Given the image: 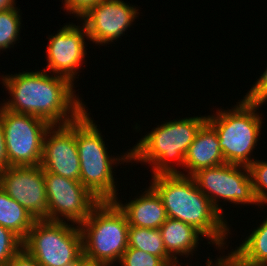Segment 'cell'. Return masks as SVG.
Returning a JSON list of instances; mask_svg holds the SVG:
<instances>
[{"label":"cell","mask_w":267,"mask_h":266,"mask_svg":"<svg viewBox=\"0 0 267 266\" xmlns=\"http://www.w3.org/2000/svg\"><path fill=\"white\" fill-rule=\"evenodd\" d=\"M11 99L2 107L16 113L33 115L53 125H67L76 120L86 105L76 96L74 84L67 78L45 70L23 71L1 76Z\"/></svg>","instance_id":"6da1fadb"},{"label":"cell","mask_w":267,"mask_h":266,"mask_svg":"<svg viewBox=\"0 0 267 266\" xmlns=\"http://www.w3.org/2000/svg\"><path fill=\"white\" fill-rule=\"evenodd\" d=\"M150 184L161 197L168 218L191 225L208 239V244L225 249L226 236L231 233L228 222L199 190L192 176L155 175Z\"/></svg>","instance_id":"7a4b0ae2"},{"label":"cell","mask_w":267,"mask_h":266,"mask_svg":"<svg viewBox=\"0 0 267 266\" xmlns=\"http://www.w3.org/2000/svg\"><path fill=\"white\" fill-rule=\"evenodd\" d=\"M207 121V116L186 117L173 119L143 136L137 144L130 149L131 162H140L151 165L153 175L180 174L179 165L184 169L185 156L189 146L201 126ZM173 161V162H172ZM174 161H177L174 163ZM172 162V163H171ZM178 169V170H177Z\"/></svg>","instance_id":"3957f363"},{"label":"cell","mask_w":267,"mask_h":266,"mask_svg":"<svg viewBox=\"0 0 267 266\" xmlns=\"http://www.w3.org/2000/svg\"><path fill=\"white\" fill-rule=\"evenodd\" d=\"M85 110L76 119V145L80 159V182L101 202L114 201L118 193L113 167L131 163L130 150L113 157L107 152L100 129ZM109 154V155H108Z\"/></svg>","instance_id":"277c9868"},{"label":"cell","mask_w":267,"mask_h":266,"mask_svg":"<svg viewBox=\"0 0 267 266\" xmlns=\"http://www.w3.org/2000/svg\"><path fill=\"white\" fill-rule=\"evenodd\" d=\"M260 106L243 98L235 108L218 109L216 114L207 116V122L217 132L226 163L248 167L255 160L251 154L258 145L263 123L262 114L256 113Z\"/></svg>","instance_id":"5b68a950"},{"label":"cell","mask_w":267,"mask_h":266,"mask_svg":"<svg viewBox=\"0 0 267 266\" xmlns=\"http://www.w3.org/2000/svg\"><path fill=\"white\" fill-rule=\"evenodd\" d=\"M83 256L113 265L128 248L129 223L114 201H101L79 226Z\"/></svg>","instance_id":"8992f818"},{"label":"cell","mask_w":267,"mask_h":266,"mask_svg":"<svg viewBox=\"0 0 267 266\" xmlns=\"http://www.w3.org/2000/svg\"><path fill=\"white\" fill-rule=\"evenodd\" d=\"M23 249L40 266H69L83 256L80 227L70 222L36 220L23 240Z\"/></svg>","instance_id":"52a82bcc"},{"label":"cell","mask_w":267,"mask_h":266,"mask_svg":"<svg viewBox=\"0 0 267 266\" xmlns=\"http://www.w3.org/2000/svg\"><path fill=\"white\" fill-rule=\"evenodd\" d=\"M9 166L41 165L43 139L51 125L42 118L0 107Z\"/></svg>","instance_id":"ba28073f"},{"label":"cell","mask_w":267,"mask_h":266,"mask_svg":"<svg viewBox=\"0 0 267 266\" xmlns=\"http://www.w3.org/2000/svg\"><path fill=\"white\" fill-rule=\"evenodd\" d=\"M192 177L199 190L222 216L223 209L218 203L222 202L221 198L224 202L238 205H258L247 166L225 163L200 169Z\"/></svg>","instance_id":"9c48e42d"},{"label":"cell","mask_w":267,"mask_h":266,"mask_svg":"<svg viewBox=\"0 0 267 266\" xmlns=\"http://www.w3.org/2000/svg\"><path fill=\"white\" fill-rule=\"evenodd\" d=\"M44 179L49 221H70L80 226L100 202L80 181L47 171H44Z\"/></svg>","instance_id":"30bf717a"},{"label":"cell","mask_w":267,"mask_h":266,"mask_svg":"<svg viewBox=\"0 0 267 266\" xmlns=\"http://www.w3.org/2000/svg\"><path fill=\"white\" fill-rule=\"evenodd\" d=\"M0 186L36 220H47L44 170L37 166H10L0 171Z\"/></svg>","instance_id":"8fae6325"},{"label":"cell","mask_w":267,"mask_h":266,"mask_svg":"<svg viewBox=\"0 0 267 266\" xmlns=\"http://www.w3.org/2000/svg\"><path fill=\"white\" fill-rule=\"evenodd\" d=\"M85 38L88 40L87 28L73 23L63 26L55 35H49L46 49L48 63L44 70L65 77L74 84L87 55Z\"/></svg>","instance_id":"7c38bea8"},{"label":"cell","mask_w":267,"mask_h":266,"mask_svg":"<svg viewBox=\"0 0 267 266\" xmlns=\"http://www.w3.org/2000/svg\"><path fill=\"white\" fill-rule=\"evenodd\" d=\"M139 15L137 7L122 0H101L80 19L87 28L88 40L96 45L117 41Z\"/></svg>","instance_id":"4fadbf2b"},{"label":"cell","mask_w":267,"mask_h":266,"mask_svg":"<svg viewBox=\"0 0 267 266\" xmlns=\"http://www.w3.org/2000/svg\"><path fill=\"white\" fill-rule=\"evenodd\" d=\"M40 166L44 171L80 181L76 120L67 125H53L46 131Z\"/></svg>","instance_id":"5bb4252c"},{"label":"cell","mask_w":267,"mask_h":266,"mask_svg":"<svg viewBox=\"0 0 267 266\" xmlns=\"http://www.w3.org/2000/svg\"><path fill=\"white\" fill-rule=\"evenodd\" d=\"M140 196L121 203L118 197L114 202L125 213L129 226L159 229L167 220L161 197L149 186Z\"/></svg>","instance_id":"9a60e30c"},{"label":"cell","mask_w":267,"mask_h":266,"mask_svg":"<svg viewBox=\"0 0 267 266\" xmlns=\"http://www.w3.org/2000/svg\"><path fill=\"white\" fill-rule=\"evenodd\" d=\"M221 152L218 135L215 129L206 121L198 130L193 143L185 156V172L180 174L192 176L198 170L225 164ZM188 169V170H187Z\"/></svg>","instance_id":"2e32d148"},{"label":"cell","mask_w":267,"mask_h":266,"mask_svg":"<svg viewBox=\"0 0 267 266\" xmlns=\"http://www.w3.org/2000/svg\"><path fill=\"white\" fill-rule=\"evenodd\" d=\"M159 230L166 252L176 262H179L177 255H182L187 258L190 254L198 251V241L202 240L203 237V235L191 225L172 218H167Z\"/></svg>","instance_id":"e0dca14e"},{"label":"cell","mask_w":267,"mask_h":266,"mask_svg":"<svg viewBox=\"0 0 267 266\" xmlns=\"http://www.w3.org/2000/svg\"><path fill=\"white\" fill-rule=\"evenodd\" d=\"M36 219L0 186V225L11 230L22 241Z\"/></svg>","instance_id":"ac0fdd59"},{"label":"cell","mask_w":267,"mask_h":266,"mask_svg":"<svg viewBox=\"0 0 267 266\" xmlns=\"http://www.w3.org/2000/svg\"><path fill=\"white\" fill-rule=\"evenodd\" d=\"M241 243L231 252L242 263L249 266H267V218Z\"/></svg>","instance_id":"d6986e66"},{"label":"cell","mask_w":267,"mask_h":266,"mask_svg":"<svg viewBox=\"0 0 267 266\" xmlns=\"http://www.w3.org/2000/svg\"><path fill=\"white\" fill-rule=\"evenodd\" d=\"M128 248L140 249L160 257L168 266L177 262L166 252L159 229L129 226Z\"/></svg>","instance_id":"ffe728a7"},{"label":"cell","mask_w":267,"mask_h":266,"mask_svg":"<svg viewBox=\"0 0 267 266\" xmlns=\"http://www.w3.org/2000/svg\"><path fill=\"white\" fill-rule=\"evenodd\" d=\"M20 9L12 7L0 11V51L16 44L20 38L21 14Z\"/></svg>","instance_id":"44dd1931"},{"label":"cell","mask_w":267,"mask_h":266,"mask_svg":"<svg viewBox=\"0 0 267 266\" xmlns=\"http://www.w3.org/2000/svg\"><path fill=\"white\" fill-rule=\"evenodd\" d=\"M248 168L258 206L267 205V161L254 160Z\"/></svg>","instance_id":"7402d4cb"},{"label":"cell","mask_w":267,"mask_h":266,"mask_svg":"<svg viewBox=\"0 0 267 266\" xmlns=\"http://www.w3.org/2000/svg\"><path fill=\"white\" fill-rule=\"evenodd\" d=\"M23 248V241L0 225V266H5Z\"/></svg>","instance_id":"603a6c76"},{"label":"cell","mask_w":267,"mask_h":266,"mask_svg":"<svg viewBox=\"0 0 267 266\" xmlns=\"http://www.w3.org/2000/svg\"><path fill=\"white\" fill-rule=\"evenodd\" d=\"M119 264L120 266H168L160 257L135 248H127Z\"/></svg>","instance_id":"cb8c5ba5"},{"label":"cell","mask_w":267,"mask_h":266,"mask_svg":"<svg viewBox=\"0 0 267 266\" xmlns=\"http://www.w3.org/2000/svg\"><path fill=\"white\" fill-rule=\"evenodd\" d=\"M243 98L258 105L267 101V68Z\"/></svg>","instance_id":"d4e9b609"},{"label":"cell","mask_w":267,"mask_h":266,"mask_svg":"<svg viewBox=\"0 0 267 266\" xmlns=\"http://www.w3.org/2000/svg\"><path fill=\"white\" fill-rule=\"evenodd\" d=\"M101 0H62L64 2V10L68 14L72 13L77 19L84 16L93 6L97 5Z\"/></svg>","instance_id":"484cf974"},{"label":"cell","mask_w":267,"mask_h":266,"mask_svg":"<svg viewBox=\"0 0 267 266\" xmlns=\"http://www.w3.org/2000/svg\"><path fill=\"white\" fill-rule=\"evenodd\" d=\"M5 266H40L23 248Z\"/></svg>","instance_id":"4316f807"},{"label":"cell","mask_w":267,"mask_h":266,"mask_svg":"<svg viewBox=\"0 0 267 266\" xmlns=\"http://www.w3.org/2000/svg\"><path fill=\"white\" fill-rule=\"evenodd\" d=\"M9 166L8 157L6 153L4 131L0 117V171L7 169Z\"/></svg>","instance_id":"83f0119b"},{"label":"cell","mask_w":267,"mask_h":266,"mask_svg":"<svg viewBox=\"0 0 267 266\" xmlns=\"http://www.w3.org/2000/svg\"><path fill=\"white\" fill-rule=\"evenodd\" d=\"M230 253L227 254L228 256L220 255V266H249L242 263L232 252Z\"/></svg>","instance_id":"f1b7e54d"},{"label":"cell","mask_w":267,"mask_h":266,"mask_svg":"<svg viewBox=\"0 0 267 266\" xmlns=\"http://www.w3.org/2000/svg\"><path fill=\"white\" fill-rule=\"evenodd\" d=\"M78 266H115V265H111V264L106 263V262L90 260V259H87L84 256H82L78 260Z\"/></svg>","instance_id":"f546056e"},{"label":"cell","mask_w":267,"mask_h":266,"mask_svg":"<svg viewBox=\"0 0 267 266\" xmlns=\"http://www.w3.org/2000/svg\"><path fill=\"white\" fill-rule=\"evenodd\" d=\"M16 6L15 0H0V11Z\"/></svg>","instance_id":"4dcf8cb0"},{"label":"cell","mask_w":267,"mask_h":266,"mask_svg":"<svg viewBox=\"0 0 267 266\" xmlns=\"http://www.w3.org/2000/svg\"><path fill=\"white\" fill-rule=\"evenodd\" d=\"M209 259H207V261H206V266H220V256H219V258L217 257V259L216 260H214V261H216L215 263H213V261L210 259V257H208ZM181 266V264H179L178 262L175 264V265H173V266Z\"/></svg>","instance_id":"1f68e13d"},{"label":"cell","mask_w":267,"mask_h":266,"mask_svg":"<svg viewBox=\"0 0 267 266\" xmlns=\"http://www.w3.org/2000/svg\"><path fill=\"white\" fill-rule=\"evenodd\" d=\"M69 266H78V261L76 263L69 265Z\"/></svg>","instance_id":"d6a6232c"}]
</instances>
